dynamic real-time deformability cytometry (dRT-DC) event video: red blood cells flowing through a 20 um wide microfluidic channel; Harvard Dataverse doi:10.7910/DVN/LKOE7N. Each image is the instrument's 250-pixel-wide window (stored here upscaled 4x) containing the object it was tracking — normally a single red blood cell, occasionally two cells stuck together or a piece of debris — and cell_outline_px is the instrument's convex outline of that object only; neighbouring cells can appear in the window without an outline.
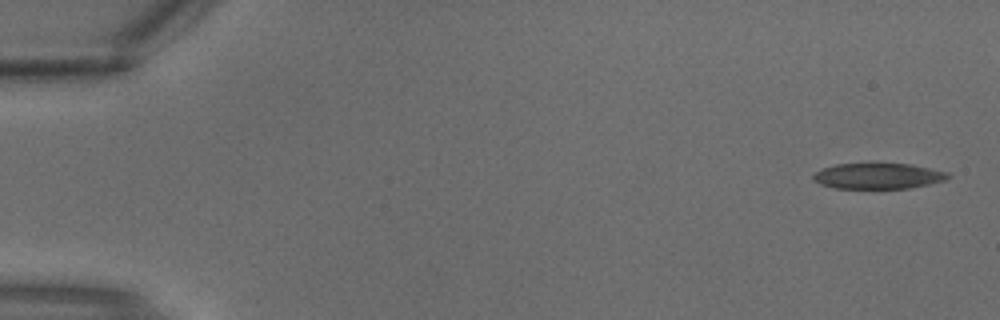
{"species": "common noctule bat (a hibernating species)", "species_latin": "Nyctalus noctula", "temperature_condition": "warm", "stored_images_in_passage": 4, "camera_frame_rate_fps": 3000, "um_per_image_px": 0.085, "animal": {"sex": "male", "body_mass_g": 18.8}, "frame": {"image": 1, "passage_image": 1, "time_ms": 0.0, "image_size_px": [1000, 320], "cell_outline_px": [[952, 176], [948, 180], [908, 188], [836, 188], [820, 184], [812, 180], [812, 176], [816, 172], [824, 168], [836, 164], [912, 164], [948, 172]], "centroid_in_image_um": [74.68, 14.96], "position_along_channel_um": 10.3, "area_um2": 20.11}}